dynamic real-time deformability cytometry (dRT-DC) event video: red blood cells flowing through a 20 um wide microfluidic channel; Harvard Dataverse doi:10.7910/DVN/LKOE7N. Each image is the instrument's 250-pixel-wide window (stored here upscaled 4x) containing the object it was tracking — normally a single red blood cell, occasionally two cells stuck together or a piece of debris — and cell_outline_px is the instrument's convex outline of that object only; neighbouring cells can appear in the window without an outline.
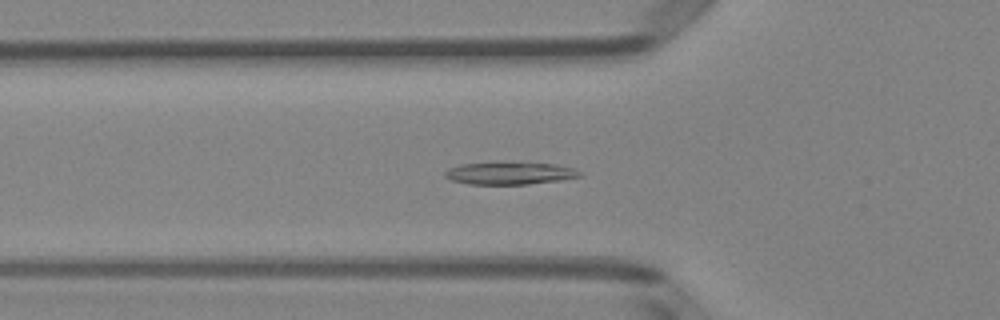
{"species": "Egyptian fruit bat (a non-hibernating species)", "species_latin": "Rousettus aegyptiacus", "temperature_condition": "room temperature", "stored_images_in_passage": 44, "camera_frame_rate_fps": 3000, "um_per_image_px": 0.085, "animal": {"sex": "female"}, "frame": {"image": 1, "passage_image": 11, "time_ms": 3.333, "image_size_px": [1000, 320], "cell_outline_px": [[584, 176], [560, 180], [528, 184], [468, 184], [452, 180], [444, 176], [444, 172], [448, 168], [460, 164], [492, 160], [504, 160], [556, 164], [572, 168], [580, 172]], "centroid_in_image_um": [43.29, 14.68], "position_along_channel_um": 82.5, "area_um2": 18.5}}
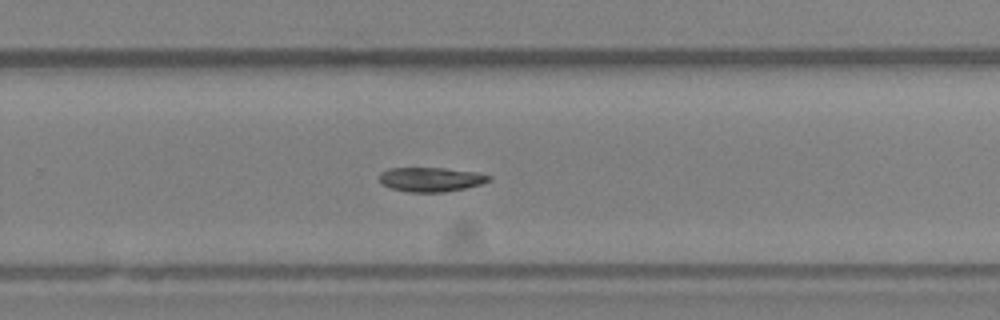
{"frame": {"image": 2, "passage_image": 27, "time_ms": 8.667, "image_size_px": [1000, 320], "cell_outline_px": [[492, 180], [480, 184], [464, 188], [444, 192], [408, 192], [388, 188], [380, 184], [380, 172], [388, 168], [444, 168], [476, 172], [492, 176]], "centroid_in_image_um": [36.59, 15.25], "position_along_channel_um": 293.2, "area_um2": 15.66}}
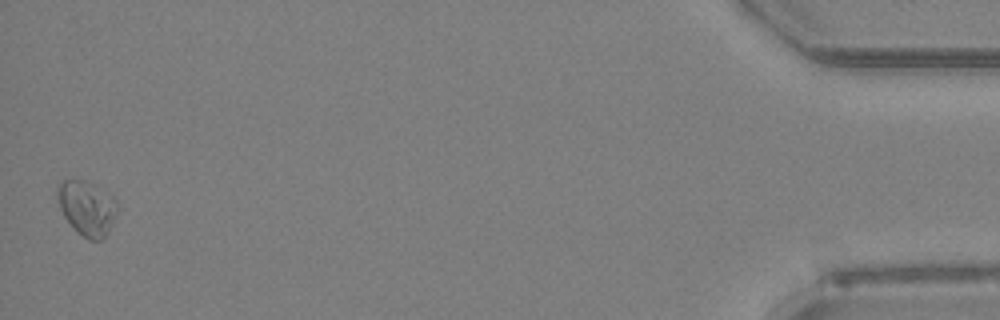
{"frame": {"image": 3, "passage_image": 44, "time_ms": 14.333, "image_size_px": [1000, 320], "cell_outline_px": [[116, 212], [108, 232], [100, 240], [88, 240], [76, 232], [64, 216], [60, 208], [56, 196], [56, 184], [64, 180], [84, 180], [92, 184], [112, 196], [116, 200]], "centroid_in_image_um": [7.34, 17.68], "position_along_channel_um": 427.9, "area_um2": 18.9}, "authors_computed_cell_mechanics": {"area_um2": 16.6753, "velocity_mm_per_s": 3.9615, "shape_relaxation_time_tau1_ms": 4.8272, "shape_relaxation_time_tau2_ms": 3.4035, "deformation_change_tau1": 0.1303, "deformation_change_tau2": 0.052}}